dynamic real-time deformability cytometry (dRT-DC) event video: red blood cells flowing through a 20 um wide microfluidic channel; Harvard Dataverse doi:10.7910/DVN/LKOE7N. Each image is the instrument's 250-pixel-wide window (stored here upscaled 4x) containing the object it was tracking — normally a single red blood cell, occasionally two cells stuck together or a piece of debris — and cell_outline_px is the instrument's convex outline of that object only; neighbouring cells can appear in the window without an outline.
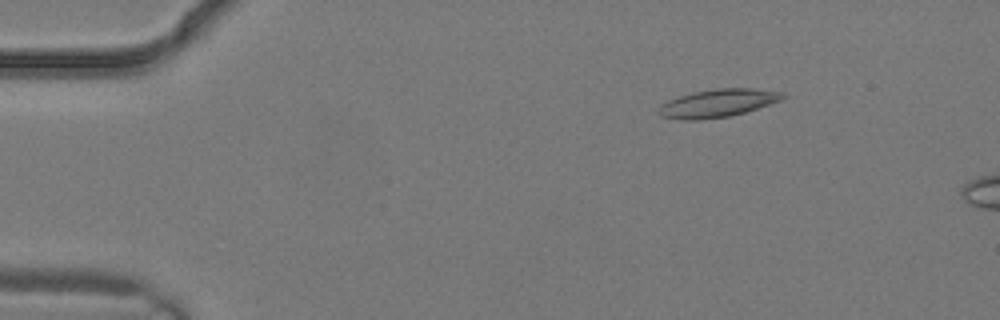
{"species": "common noctule bat (a hibernating species)", "species_latin": "Nyctalus noctula", "temperature_condition": "warm", "stored_images_in_passage": 3, "camera_frame_rate_fps": 3000, "um_per_image_px": 0.085, "animal": {"sex": "male", "body_mass_g": 19.2, "forearm_length_mm": 51.8}, "frame": {"image": 1, "passage_image": 2, "time_ms": 0.333, "image_size_px": [1000, 320], "cell_outline_px": [[788, 96], [780, 100], [744, 112], [728, 116], [700, 120], [684, 120], [660, 116], [660, 104], [668, 100], [692, 92], [716, 88], [752, 88], [784, 92]], "centroid_in_image_um": [61.01, 8.76], "position_along_channel_um": 24.0, "area_um2": 20.06}}